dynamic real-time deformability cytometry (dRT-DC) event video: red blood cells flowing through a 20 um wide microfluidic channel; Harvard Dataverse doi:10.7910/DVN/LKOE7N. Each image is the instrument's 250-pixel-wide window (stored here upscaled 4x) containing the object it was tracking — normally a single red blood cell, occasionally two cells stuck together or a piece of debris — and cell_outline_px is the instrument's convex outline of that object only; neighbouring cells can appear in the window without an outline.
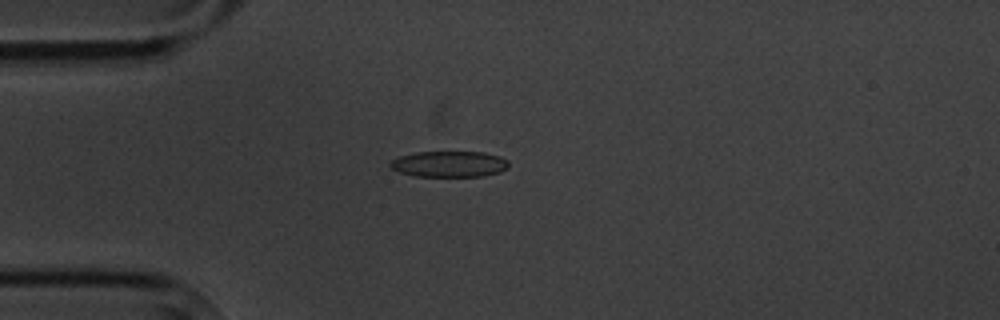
{"species": "common noctule bat (a hibernating species)", "species_latin": "Nyctalus noctula", "temperature_condition": "cold", "stored_images_in_passage": 2, "camera_frame_rate_fps": 3000, "um_per_image_px": 0.085, "animal": {"sex": "male", "body_mass_g": 20.1, "forearm_length_mm": 53.5}, "frame": {"image": 1, "passage_image": 1, "time_ms": 0.0, "image_size_px": [1000, 320], "cell_outline_px": [[508, 168], [500, 172], [484, 176], [412, 176], [400, 172], [392, 168], [388, 164], [392, 160], [400, 156], [416, 152], [484, 152], [500, 156], [508, 160]], "centroid_in_image_um": [38.21, 13.94], "position_along_channel_um": 46.8, "area_um2": 17.98}}